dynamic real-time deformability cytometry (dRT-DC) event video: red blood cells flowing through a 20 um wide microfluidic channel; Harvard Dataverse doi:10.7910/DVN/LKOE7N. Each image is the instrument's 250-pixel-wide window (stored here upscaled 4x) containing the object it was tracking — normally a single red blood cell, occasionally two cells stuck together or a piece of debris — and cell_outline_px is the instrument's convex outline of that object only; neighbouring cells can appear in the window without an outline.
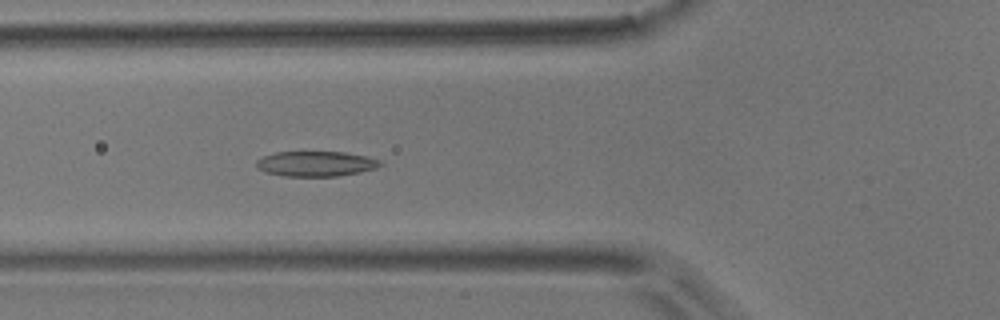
{"species": "common noctule bat (a hibernating species)", "species_latin": "Nyctalus noctula", "temperature_condition": "room temperature", "stored_images_in_passage": 47, "camera_frame_rate_fps": 3000, "um_per_image_px": 0.085, "animal": {"sex": "male", "body_mass_g": 17.9}, "frame": {"image": 1, "passage_image": 13, "time_ms": 4.0, "image_size_px": [1000, 320], "cell_outline_px": [[384, 164], [376, 168], [360, 172], [336, 176], [284, 176], [264, 172], [256, 168], [256, 160], [264, 156], [276, 152], [344, 152], [368, 156], [380, 160]], "centroid_in_image_um": [26.85, 13.92], "position_along_channel_um": 98.9, "area_um2": 18.26}}
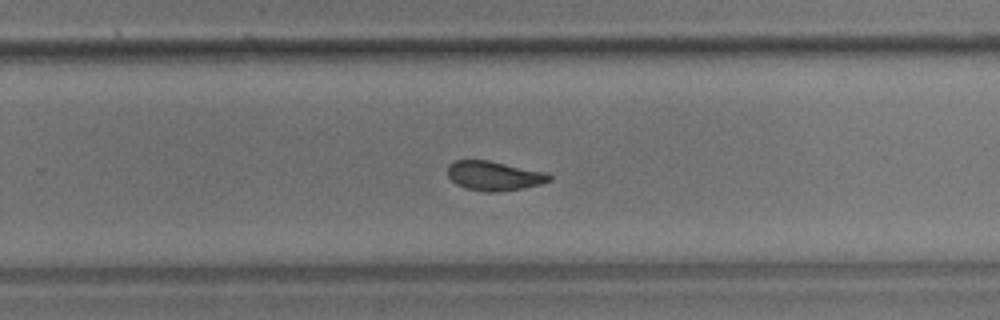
{"frame": {"image": 2, "passage_image": 28, "time_ms": 9.0, "image_size_px": [1000, 320], "cell_outline_px": [[552, 180], [540, 184], [524, 188], [492, 192], [488, 192], [468, 188], [456, 184], [448, 176], [448, 164], [456, 160], [488, 160], [548, 172], [552, 176]], "centroid_in_image_um": [42.03, 14.93], "position_along_channel_um": 287.8, "area_um2": 17.4}}
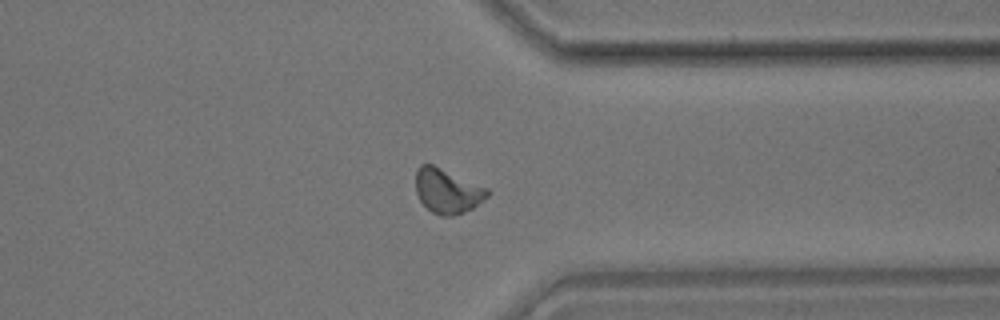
{"frame": {"image": 3, "passage_image": 35, "time_ms": 11.333, "image_size_px": [1000, 320], "cell_outline_px": [[492, 192], [484, 200], [472, 208], [464, 212], [452, 216], [440, 216], [432, 212], [420, 200], [416, 192], [416, 168], [420, 164], [432, 164], [488, 188]], "centroid_in_image_um": [38.03, 16.23], "position_along_channel_um": 373.4, "area_um2": 18.61}, "authors_computed_cell_mechanics": {"area_um2": 17.918, "velocity_mm_per_s": 3.7807, "shape_relaxation_time_tau1_ms": 8.7078, "shape_relaxation_time_tau2_ms": 2.4393, "deformation_change_tau1": 0.1879, "deformation_change_tau2": 0.0843}}